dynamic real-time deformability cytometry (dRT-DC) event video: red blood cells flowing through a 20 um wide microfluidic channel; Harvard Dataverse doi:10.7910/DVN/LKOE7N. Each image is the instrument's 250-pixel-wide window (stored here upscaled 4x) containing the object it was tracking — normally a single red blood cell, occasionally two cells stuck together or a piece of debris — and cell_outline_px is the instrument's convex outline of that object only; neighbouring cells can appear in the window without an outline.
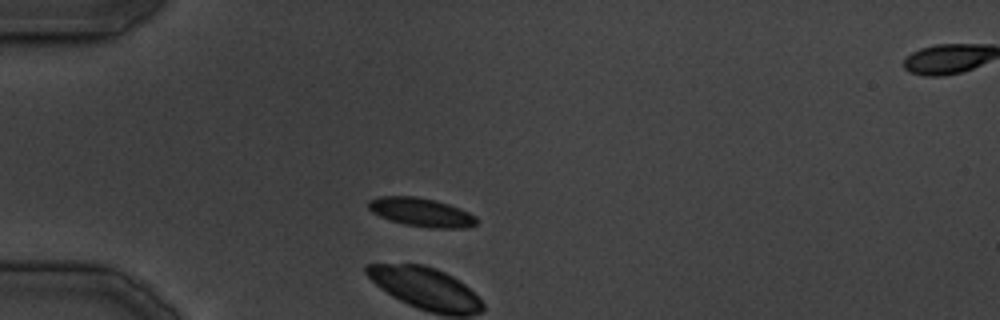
{"species": "common noctule bat (a hibernating species)", "species_latin": "Nyctalus noctula", "temperature_condition": "cold", "stored_images_in_passage": 21, "camera_frame_rate_fps": 3000, "um_per_image_px": 0.085, "animal": {"sex": "male", "body_mass_g": 19.5, "forearm_length_mm": 54.6}, "frame": {"image": 1, "passage_image": 1, "time_ms": 0.0, "image_size_px": [1000, 320], "cell_outline_px": [[476, 224], [468, 228], [428, 228], [404, 224], [380, 216], [372, 212], [368, 208], [368, 200], [380, 196], [416, 196], [436, 200], [460, 208], [476, 216]], "centroid_in_image_um": [35.81, 18.04], "position_along_channel_um": 49.2, "area_um2": 18.09}}